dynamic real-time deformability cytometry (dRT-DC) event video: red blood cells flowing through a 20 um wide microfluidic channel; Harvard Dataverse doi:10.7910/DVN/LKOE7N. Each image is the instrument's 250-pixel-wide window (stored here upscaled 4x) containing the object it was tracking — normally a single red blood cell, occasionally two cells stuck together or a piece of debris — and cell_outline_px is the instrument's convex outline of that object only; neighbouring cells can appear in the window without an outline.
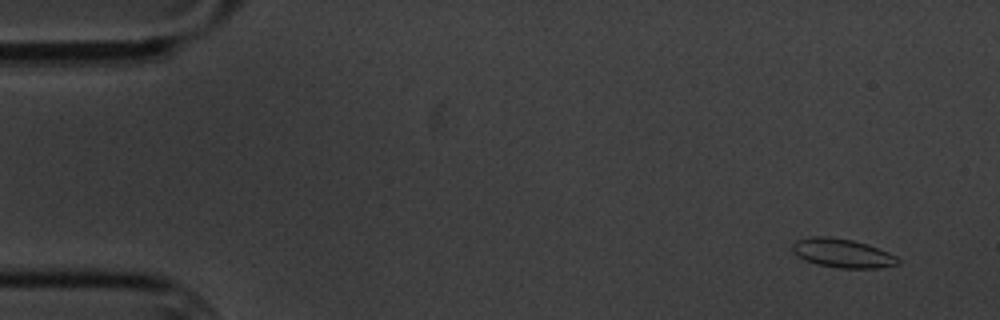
{"species": "common noctule bat (a hibernating species)", "species_latin": "Nyctalus noctula", "temperature_condition": "cold", "stored_images_in_passage": 6, "camera_frame_rate_fps": 3000, "um_per_image_px": 0.085, "animal": {"sex": "male", "body_mass_g": 20.1, "forearm_length_mm": 53.5}, "frame": {"image": 1, "passage_image": 1, "time_ms": 0.0, "image_size_px": [1000, 320], "cell_outline_px": [[900, 260], [896, 264], [880, 268], [840, 268], [820, 264], [808, 260], [792, 252], [792, 244], [796, 240], [812, 236], [824, 236], [852, 240], [868, 244], [888, 252], [896, 256]], "centroid_in_image_um": [71.62, 21.51], "position_along_channel_um": 13.4, "area_um2": 17.46}}
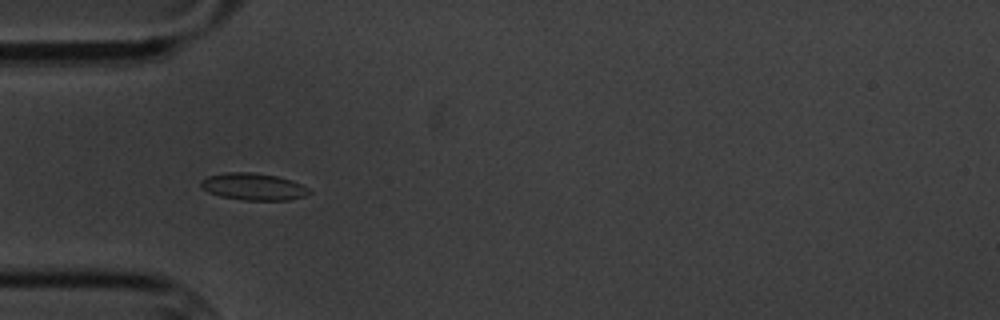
{"frame": {"image": 2, "passage_image": 5, "time_ms": 4.667, "image_size_px": [1000, 320], "cell_outline_px": [[312, 192], [304, 196], [288, 200], [244, 200], [220, 196], [208, 192], [200, 184], [200, 180], [208, 176], [224, 172], [252, 172], [276, 176], [292, 180], [308, 188]], "centroid_in_image_um": [21.53, 15.86], "position_along_channel_um": 63.5, "area_um2": 16.99}}
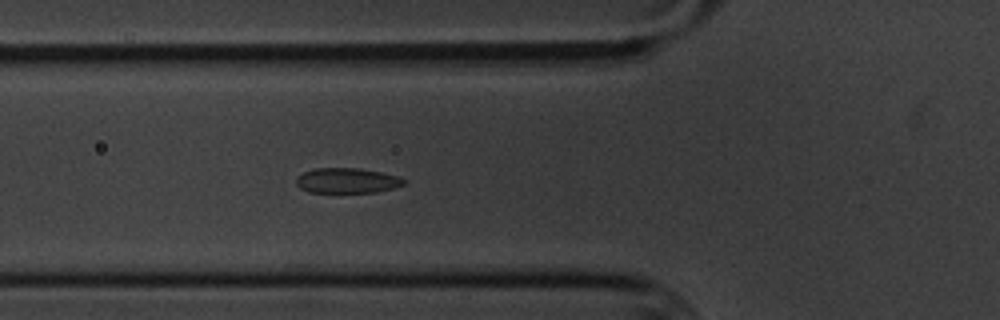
{"frame": {"image": 3, "passage_image": 6, "time_ms": 5.667, "image_size_px": [1000, 320], "cell_outline_px": [[404, 184], [392, 188], [376, 192], [308, 192], [300, 188], [296, 184], [296, 176], [304, 172], [316, 168], [360, 168], [380, 172], [396, 176], [404, 180]], "centroid_in_image_um": [29.44, 15.35], "position_along_channel_um": 96.4, "area_um2": 15.61}}